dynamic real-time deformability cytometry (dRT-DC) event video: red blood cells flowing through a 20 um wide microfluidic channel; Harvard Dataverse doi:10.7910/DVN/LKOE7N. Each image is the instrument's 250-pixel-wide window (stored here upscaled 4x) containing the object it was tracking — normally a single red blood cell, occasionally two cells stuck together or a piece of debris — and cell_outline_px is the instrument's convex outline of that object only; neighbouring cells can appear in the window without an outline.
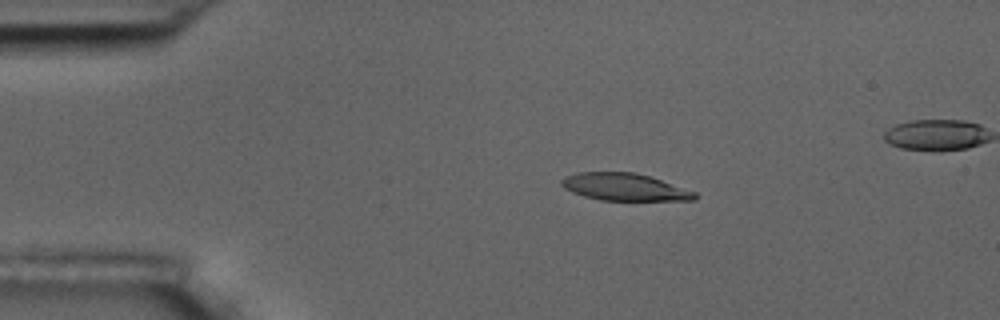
{"species": "common noctule bat (a hibernating species)", "species_latin": "Nyctalus noctula", "temperature_condition": "room temperature", "stored_images_in_passage": 7, "camera_frame_rate_fps": 3000, "um_per_image_px": 0.085, "animal": {"sex": "male", "body_mass_g": 17.5, "forearm_length_mm": 52.3}, "frame": {"image": 1, "passage_image": 4, "time_ms": 3.333, "image_size_px": [1000, 320], "cell_outline_px": [[696, 200], [600, 200], [584, 196], [572, 192], [564, 188], [560, 184], [560, 180], [564, 176], [576, 172], [632, 172], [648, 176], [696, 192]], "centroid_in_image_um": [53.02, 15.89], "position_along_channel_um": 32.0, "area_um2": 21.04}}